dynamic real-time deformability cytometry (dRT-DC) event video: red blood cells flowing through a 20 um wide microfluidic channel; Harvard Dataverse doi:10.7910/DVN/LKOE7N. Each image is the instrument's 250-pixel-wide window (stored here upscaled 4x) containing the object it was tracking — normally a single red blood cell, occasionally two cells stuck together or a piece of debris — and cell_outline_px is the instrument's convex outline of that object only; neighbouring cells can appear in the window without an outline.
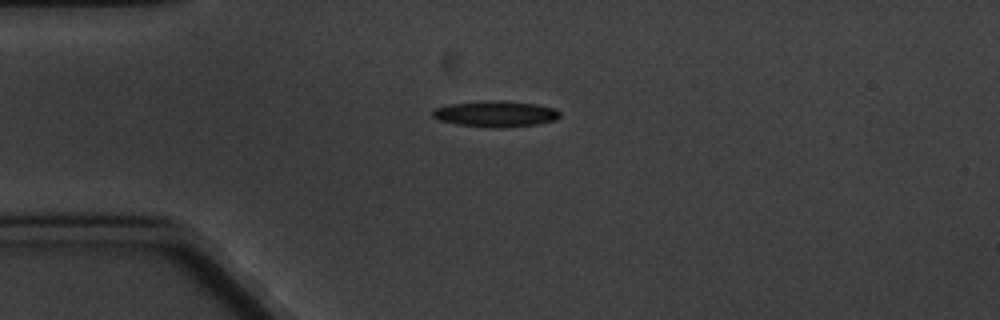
{"species": "common noctule bat (a hibernating species)", "species_latin": "Nyctalus noctula", "temperature_condition": "cold", "stored_images_in_passage": 5, "camera_frame_rate_fps": 3000, "um_per_image_px": 0.085, "animal": {"sex": "male", "body_mass_g": 20.1, "forearm_length_mm": 53.5}, "frame": {"image": 1, "passage_image": 4, "time_ms": 3.333, "image_size_px": [1000, 320], "cell_outline_px": [[560, 116], [556, 120], [536, 124], [456, 124], [440, 120], [432, 116], [432, 112], [436, 108], [452, 104], [484, 100], [504, 100], [536, 104], [556, 108], [560, 112]], "centroid_in_image_um": [42.16, 9.6], "position_along_channel_um": 42.8, "area_um2": 18.09}}